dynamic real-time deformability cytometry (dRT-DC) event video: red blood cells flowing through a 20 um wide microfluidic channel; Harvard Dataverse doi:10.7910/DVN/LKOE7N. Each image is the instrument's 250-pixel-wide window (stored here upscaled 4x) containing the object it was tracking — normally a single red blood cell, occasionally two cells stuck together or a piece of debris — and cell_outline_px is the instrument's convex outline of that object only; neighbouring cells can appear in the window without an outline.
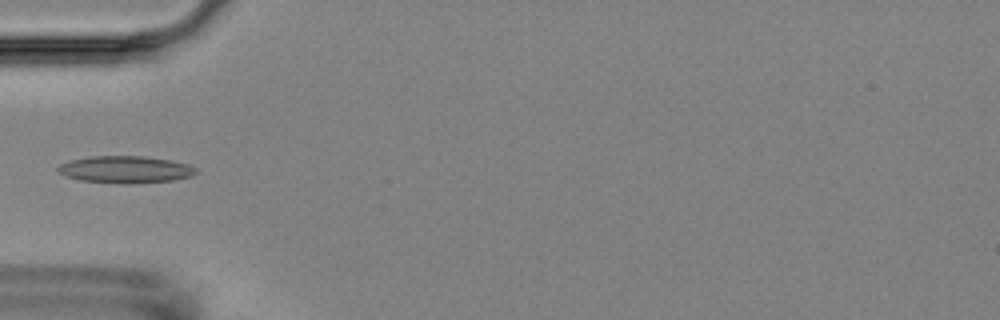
{"species": "Egyptian fruit bat (a non-hibernating species)", "species_latin": "Rousettus aegyptiacus", "temperature_condition": "room temperature", "stored_images_in_passage": 4, "camera_frame_rate_fps": 3000, "um_per_image_px": 0.085, "animal": {"sex": "female"}, "frame": {"image": 1, "passage_image": 3, "time_ms": 2.333, "image_size_px": [1000, 320], "cell_outline_px": [[200, 172], [192, 176], [172, 180], [124, 184], [120, 184], [80, 180], [64, 176], [56, 168], [60, 164], [72, 160], [92, 156], [144, 156], [172, 160], [188, 164], [196, 168]], "centroid_in_image_um": [10.69, 14.41], "position_along_channel_um": 74.3, "area_um2": 21.85}}
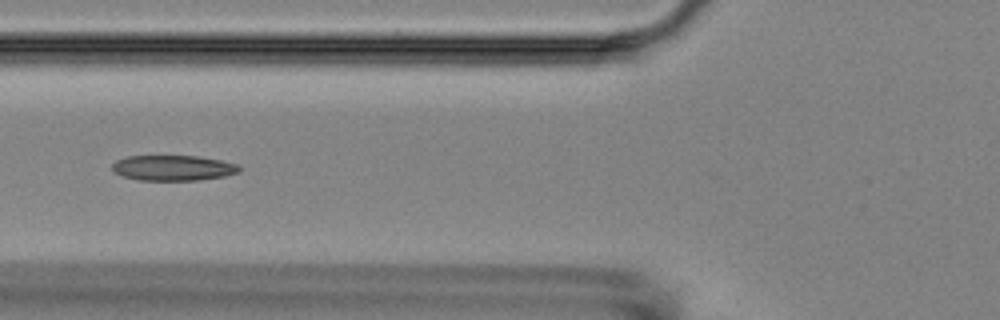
{"frame": {"image": 2, "passage_image": 4, "time_ms": 3.333, "image_size_px": [1000, 320], "cell_outline_px": [[240, 172], [224, 176], [196, 180], [140, 180], [124, 176], [112, 172], [112, 164], [116, 160], [128, 156], [196, 156], [220, 160], [240, 164]], "centroid_in_image_um": [14.72, 14.27], "position_along_channel_um": 111.1, "area_um2": 18.79}}